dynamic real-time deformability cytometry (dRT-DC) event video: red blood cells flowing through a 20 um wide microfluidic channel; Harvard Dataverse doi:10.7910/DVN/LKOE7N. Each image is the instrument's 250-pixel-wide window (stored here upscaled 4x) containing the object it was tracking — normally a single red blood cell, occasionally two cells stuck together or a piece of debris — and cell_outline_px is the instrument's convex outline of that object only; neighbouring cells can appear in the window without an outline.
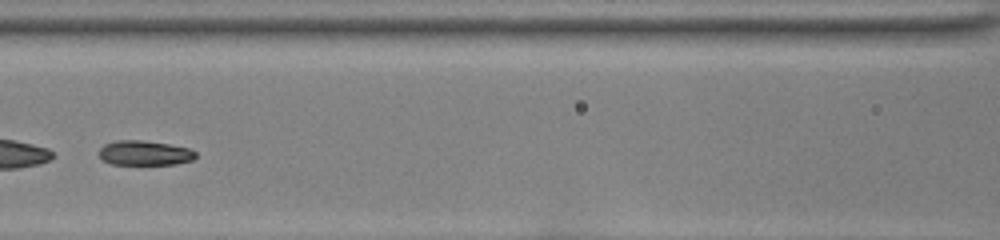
{"species": "common noctule bat (a hibernating species)", "species_latin": "Nyctalus noctula", "temperature_condition": "room temperature", "stored_images_in_passage": 40, "segment_of_instrument_passage": [2, 2], "camera_frame_rate_fps": 3000, "um_per_image_px": 0.085, "animal": {"sex": "female", "body_mass_g": 22.0, "forearm_length_mm": 56.7}, "frame": {"image": 1, "passage_image": 15, "time_ms": 4.667, "image_size_px": [1000, 240], "cell_outline_px": [[196, 156], [192, 160], [176, 164], [112, 164], [100, 160], [100, 148], [104, 144], [116, 140], [140, 140], [168, 144], [188, 148], [196, 152]], "centroid_in_image_um": [12.27, 13.0], "position_along_channel_um": 154.3, "area_um2": 13.87}}
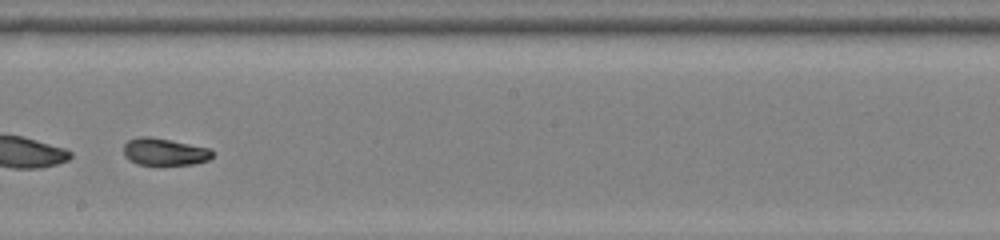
{"frame": {"image": 2, "passage_image": 21, "time_ms": 6.667, "image_size_px": [1000, 240], "cell_outline_px": [[212, 156], [208, 160], [192, 164], [160, 168], [136, 164], [124, 156], [124, 144], [128, 140], [140, 136], [148, 136], [208, 148], [212, 152]], "centroid_in_image_um": [13.92, 12.96], "position_along_channel_um": 234.3, "area_um2": 14.51}}
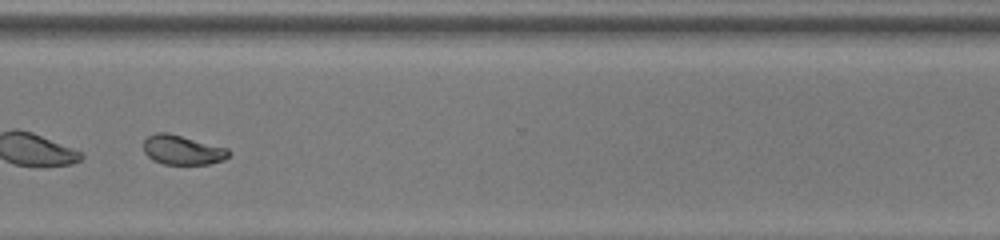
{"frame": {"image": 3, "passage_image": 30, "time_ms": 9.667, "image_size_px": [1000, 240], "cell_outline_px": [[228, 156], [224, 160], [208, 164], [164, 164], [148, 156], [144, 152], [144, 140], [148, 136], [156, 132], [168, 132], [228, 148]], "centroid_in_image_um": [15.5, 12.73], "position_along_channel_um": 355.1, "area_um2": 14.51}}